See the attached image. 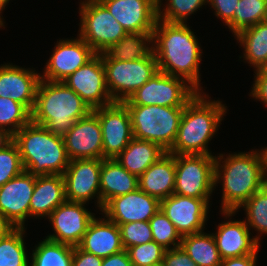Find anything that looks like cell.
Segmentation results:
<instances>
[{
	"mask_svg": "<svg viewBox=\"0 0 267 266\" xmlns=\"http://www.w3.org/2000/svg\"><path fill=\"white\" fill-rule=\"evenodd\" d=\"M189 85L183 78L158 71L122 103L124 105L185 107L198 93L193 86Z\"/></svg>",
	"mask_w": 267,
	"mask_h": 266,
	"instance_id": "obj_9",
	"label": "cell"
},
{
	"mask_svg": "<svg viewBox=\"0 0 267 266\" xmlns=\"http://www.w3.org/2000/svg\"><path fill=\"white\" fill-rule=\"evenodd\" d=\"M160 209V201L139 188L110 199L102 208L105 217L117 225L149 221Z\"/></svg>",
	"mask_w": 267,
	"mask_h": 266,
	"instance_id": "obj_18",
	"label": "cell"
},
{
	"mask_svg": "<svg viewBox=\"0 0 267 266\" xmlns=\"http://www.w3.org/2000/svg\"><path fill=\"white\" fill-rule=\"evenodd\" d=\"M223 157V154L215 156L214 186L223 180L221 207L225 217H229L254 193L263 188L267 180L259 150L229 154L224 159Z\"/></svg>",
	"mask_w": 267,
	"mask_h": 266,
	"instance_id": "obj_2",
	"label": "cell"
},
{
	"mask_svg": "<svg viewBox=\"0 0 267 266\" xmlns=\"http://www.w3.org/2000/svg\"><path fill=\"white\" fill-rule=\"evenodd\" d=\"M150 3H152L157 9L159 7H161L162 4L161 3V0H148Z\"/></svg>",
	"mask_w": 267,
	"mask_h": 266,
	"instance_id": "obj_51",
	"label": "cell"
},
{
	"mask_svg": "<svg viewBox=\"0 0 267 266\" xmlns=\"http://www.w3.org/2000/svg\"><path fill=\"white\" fill-rule=\"evenodd\" d=\"M63 139L70 161L103 159L102 128L98 117L92 111L76 121Z\"/></svg>",
	"mask_w": 267,
	"mask_h": 266,
	"instance_id": "obj_17",
	"label": "cell"
},
{
	"mask_svg": "<svg viewBox=\"0 0 267 266\" xmlns=\"http://www.w3.org/2000/svg\"><path fill=\"white\" fill-rule=\"evenodd\" d=\"M31 121V112L10 97H0V127L14 135ZM10 126V127H9ZM8 127V128H6Z\"/></svg>",
	"mask_w": 267,
	"mask_h": 266,
	"instance_id": "obj_34",
	"label": "cell"
},
{
	"mask_svg": "<svg viewBox=\"0 0 267 266\" xmlns=\"http://www.w3.org/2000/svg\"><path fill=\"white\" fill-rule=\"evenodd\" d=\"M165 153L156 143L133 138L115 159L129 173L139 177Z\"/></svg>",
	"mask_w": 267,
	"mask_h": 266,
	"instance_id": "obj_27",
	"label": "cell"
},
{
	"mask_svg": "<svg viewBox=\"0 0 267 266\" xmlns=\"http://www.w3.org/2000/svg\"><path fill=\"white\" fill-rule=\"evenodd\" d=\"M36 176L23 171L0 187V213L16 228H24L29 217L30 199L34 192Z\"/></svg>",
	"mask_w": 267,
	"mask_h": 266,
	"instance_id": "obj_19",
	"label": "cell"
},
{
	"mask_svg": "<svg viewBox=\"0 0 267 266\" xmlns=\"http://www.w3.org/2000/svg\"><path fill=\"white\" fill-rule=\"evenodd\" d=\"M262 159H263V166H264V174L267 180V148L261 149Z\"/></svg>",
	"mask_w": 267,
	"mask_h": 266,
	"instance_id": "obj_49",
	"label": "cell"
},
{
	"mask_svg": "<svg viewBox=\"0 0 267 266\" xmlns=\"http://www.w3.org/2000/svg\"><path fill=\"white\" fill-rule=\"evenodd\" d=\"M213 155H175L174 194L209 199L214 190Z\"/></svg>",
	"mask_w": 267,
	"mask_h": 266,
	"instance_id": "obj_8",
	"label": "cell"
},
{
	"mask_svg": "<svg viewBox=\"0 0 267 266\" xmlns=\"http://www.w3.org/2000/svg\"><path fill=\"white\" fill-rule=\"evenodd\" d=\"M139 188L138 177L129 173L114 159H103L100 169L101 210L112 198Z\"/></svg>",
	"mask_w": 267,
	"mask_h": 266,
	"instance_id": "obj_26",
	"label": "cell"
},
{
	"mask_svg": "<svg viewBox=\"0 0 267 266\" xmlns=\"http://www.w3.org/2000/svg\"><path fill=\"white\" fill-rule=\"evenodd\" d=\"M78 247L100 258L124 250L118 225L105 217L90 222Z\"/></svg>",
	"mask_w": 267,
	"mask_h": 266,
	"instance_id": "obj_23",
	"label": "cell"
},
{
	"mask_svg": "<svg viewBox=\"0 0 267 266\" xmlns=\"http://www.w3.org/2000/svg\"><path fill=\"white\" fill-rule=\"evenodd\" d=\"M150 43H153L152 34L128 32L120 41L112 44L101 53L102 59L134 61L147 58L153 52V45L148 47Z\"/></svg>",
	"mask_w": 267,
	"mask_h": 266,
	"instance_id": "obj_28",
	"label": "cell"
},
{
	"mask_svg": "<svg viewBox=\"0 0 267 266\" xmlns=\"http://www.w3.org/2000/svg\"><path fill=\"white\" fill-rule=\"evenodd\" d=\"M103 258L81 250L78 246L73 247L72 266H101Z\"/></svg>",
	"mask_w": 267,
	"mask_h": 266,
	"instance_id": "obj_43",
	"label": "cell"
},
{
	"mask_svg": "<svg viewBox=\"0 0 267 266\" xmlns=\"http://www.w3.org/2000/svg\"><path fill=\"white\" fill-rule=\"evenodd\" d=\"M90 1H100V0H85V2H90Z\"/></svg>",
	"mask_w": 267,
	"mask_h": 266,
	"instance_id": "obj_55",
	"label": "cell"
},
{
	"mask_svg": "<svg viewBox=\"0 0 267 266\" xmlns=\"http://www.w3.org/2000/svg\"><path fill=\"white\" fill-rule=\"evenodd\" d=\"M3 26H4L3 18L2 19L0 18V27H3Z\"/></svg>",
	"mask_w": 267,
	"mask_h": 266,
	"instance_id": "obj_53",
	"label": "cell"
},
{
	"mask_svg": "<svg viewBox=\"0 0 267 266\" xmlns=\"http://www.w3.org/2000/svg\"><path fill=\"white\" fill-rule=\"evenodd\" d=\"M80 6L79 37L97 54L103 53L127 33L100 1H83Z\"/></svg>",
	"mask_w": 267,
	"mask_h": 266,
	"instance_id": "obj_10",
	"label": "cell"
},
{
	"mask_svg": "<svg viewBox=\"0 0 267 266\" xmlns=\"http://www.w3.org/2000/svg\"><path fill=\"white\" fill-rule=\"evenodd\" d=\"M41 75L17 65L0 66V97H10L32 112Z\"/></svg>",
	"mask_w": 267,
	"mask_h": 266,
	"instance_id": "obj_21",
	"label": "cell"
},
{
	"mask_svg": "<svg viewBox=\"0 0 267 266\" xmlns=\"http://www.w3.org/2000/svg\"><path fill=\"white\" fill-rule=\"evenodd\" d=\"M92 112L102 128L103 159H114L134 138L128 109L122 102H114Z\"/></svg>",
	"mask_w": 267,
	"mask_h": 266,
	"instance_id": "obj_12",
	"label": "cell"
},
{
	"mask_svg": "<svg viewBox=\"0 0 267 266\" xmlns=\"http://www.w3.org/2000/svg\"><path fill=\"white\" fill-rule=\"evenodd\" d=\"M106 83L113 102H124L148 82L158 70L157 59L152 52L147 58L134 61L102 59Z\"/></svg>",
	"mask_w": 267,
	"mask_h": 266,
	"instance_id": "obj_7",
	"label": "cell"
},
{
	"mask_svg": "<svg viewBox=\"0 0 267 266\" xmlns=\"http://www.w3.org/2000/svg\"><path fill=\"white\" fill-rule=\"evenodd\" d=\"M152 37L158 70L183 78L198 92L202 91L199 87L202 51L190 27L158 19Z\"/></svg>",
	"mask_w": 267,
	"mask_h": 266,
	"instance_id": "obj_1",
	"label": "cell"
},
{
	"mask_svg": "<svg viewBox=\"0 0 267 266\" xmlns=\"http://www.w3.org/2000/svg\"><path fill=\"white\" fill-rule=\"evenodd\" d=\"M133 137L158 144L168 152L176 140L184 107L158 105H125Z\"/></svg>",
	"mask_w": 267,
	"mask_h": 266,
	"instance_id": "obj_6",
	"label": "cell"
},
{
	"mask_svg": "<svg viewBox=\"0 0 267 266\" xmlns=\"http://www.w3.org/2000/svg\"><path fill=\"white\" fill-rule=\"evenodd\" d=\"M24 171L18 147L12 140L0 149V187Z\"/></svg>",
	"mask_w": 267,
	"mask_h": 266,
	"instance_id": "obj_38",
	"label": "cell"
},
{
	"mask_svg": "<svg viewBox=\"0 0 267 266\" xmlns=\"http://www.w3.org/2000/svg\"><path fill=\"white\" fill-rule=\"evenodd\" d=\"M124 249L153 241L149 221H137L118 225Z\"/></svg>",
	"mask_w": 267,
	"mask_h": 266,
	"instance_id": "obj_40",
	"label": "cell"
},
{
	"mask_svg": "<svg viewBox=\"0 0 267 266\" xmlns=\"http://www.w3.org/2000/svg\"><path fill=\"white\" fill-rule=\"evenodd\" d=\"M103 159H76L64 171L65 198L68 201L87 203L96 196L101 209L100 169Z\"/></svg>",
	"mask_w": 267,
	"mask_h": 266,
	"instance_id": "obj_13",
	"label": "cell"
},
{
	"mask_svg": "<svg viewBox=\"0 0 267 266\" xmlns=\"http://www.w3.org/2000/svg\"><path fill=\"white\" fill-rule=\"evenodd\" d=\"M162 263L164 266H198L181 246L167 249Z\"/></svg>",
	"mask_w": 267,
	"mask_h": 266,
	"instance_id": "obj_41",
	"label": "cell"
},
{
	"mask_svg": "<svg viewBox=\"0 0 267 266\" xmlns=\"http://www.w3.org/2000/svg\"><path fill=\"white\" fill-rule=\"evenodd\" d=\"M257 254L222 259L220 266H256Z\"/></svg>",
	"mask_w": 267,
	"mask_h": 266,
	"instance_id": "obj_46",
	"label": "cell"
},
{
	"mask_svg": "<svg viewBox=\"0 0 267 266\" xmlns=\"http://www.w3.org/2000/svg\"><path fill=\"white\" fill-rule=\"evenodd\" d=\"M244 48V59L253 65L255 71L267 63V21L246 28L235 35Z\"/></svg>",
	"mask_w": 267,
	"mask_h": 266,
	"instance_id": "obj_29",
	"label": "cell"
},
{
	"mask_svg": "<svg viewBox=\"0 0 267 266\" xmlns=\"http://www.w3.org/2000/svg\"><path fill=\"white\" fill-rule=\"evenodd\" d=\"M180 246L198 266H220L222 262L213 233L182 236Z\"/></svg>",
	"mask_w": 267,
	"mask_h": 266,
	"instance_id": "obj_30",
	"label": "cell"
},
{
	"mask_svg": "<svg viewBox=\"0 0 267 266\" xmlns=\"http://www.w3.org/2000/svg\"><path fill=\"white\" fill-rule=\"evenodd\" d=\"M86 203L65 200L48 216L55 234L46 238L73 247L80 244L90 222L95 218L85 208ZM84 206V207H83Z\"/></svg>",
	"mask_w": 267,
	"mask_h": 266,
	"instance_id": "obj_14",
	"label": "cell"
},
{
	"mask_svg": "<svg viewBox=\"0 0 267 266\" xmlns=\"http://www.w3.org/2000/svg\"><path fill=\"white\" fill-rule=\"evenodd\" d=\"M209 205V199H197L174 193L160 201V209L181 236L203 231Z\"/></svg>",
	"mask_w": 267,
	"mask_h": 266,
	"instance_id": "obj_15",
	"label": "cell"
},
{
	"mask_svg": "<svg viewBox=\"0 0 267 266\" xmlns=\"http://www.w3.org/2000/svg\"><path fill=\"white\" fill-rule=\"evenodd\" d=\"M24 170L34 176L63 175L69 165L63 136L30 121L13 135Z\"/></svg>",
	"mask_w": 267,
	"mask_h": 266,
	"instance_id": "obj_5",
	"label": "cell"
},
{
	"mask_svg": "<svg viewBox=\"0 0 267 266\" xmlns=\"http://www.w3.org/2000/svg\"><path fill=\"white\" fill-rule=\"evenodd\" d=\"M255 74L250 96L254 97L255 100H261L267 106V75L262 70L256 71Z\"/></svg>",
	"mask_w": 267,
	"mask_h": 266,
	"instance_id": "obj_44",
	"label": "cell"
},
{
	"mask_svg": "<svg viewBox=\"0 0 267 266\" xmlns=\"http://www.w3.org/2000/svg\"><path fill=\"white\" fill-rule=\"evenodd\" d=\"M240 0H207V3L215 10V15L224 21L226 25L233 19L236 6Z\"/></svg>",
	"mask_w": 267,
	"mask_h": 266,
	"instance_id": "obj_42",
	"label": "cell"
},
{
	"mask_svg": "<svg viewBox=\"0 0 267 266\" xmlns=\"http://www.w3.org/2000/svg\"><path fill=\"white\" fill-rule=\"evenodd\" d=\"M32 266H72L73 246L43 239L33 250Z\"/></svg>",
	"mask_w": 267,
	"mask_h": 266,
	"instance_id": "obj_31",
	"label": "cell"
},
{
	"mask_svg": "<svg viewBox=\"0 0 267 266\" xmlns=\"http://www.w3.org/2000/svg\"><path fill=\"white\" fill-rule=\"evenodd\" d=\"M97 53L82 39L59 40L46 63L42 80L62 82Z\"/></svg>",
	"mask_w": 267,
	"mask_h": 266,
	"instance_id": "obj_16",
	"label": "cell"
},
{
	"mask_svg": "<svg viewBox=\"0 0 267 266\" xmlns=\"http://www.w3.org/2000/svg\"><path fill=\"white\" fill-rule=\"evenodd\" d=\"M65 200L63 175L36 176L34 192L30 199L29 217H48Z\"/></svg>",
	"mask_w": 267,
	"mask_h": 266,
	"instance_id": "obj_25",
	"label": "cell"
},
{
	"mask_svg": "<svg viewBox=\"0 0 267 266\" xmlns=\"http://www.w3.org/2000/svg\"><path fill=\"white\" fill-rule=\"evenodd\" d=\"M261 70L267 75V63Z\"/></svg>",
	"mask_w": 267,
	"mask_h": 266,
	"instance_id": "obj_52",
	"label": "cell"
},
{
	"mask_svg": "<svg viewBox=\"0 0 267 266\" xmlns=\"http://www.w3.org/2000/svg\"><path fill=\"white\" fill-rule=\"evenodd\" d=\"M267 21V0H240L233 19L227 24L234 35L240 31Z\"/></svg>",
	"mask_w": 267,
	"mask_h": 266,
	"instance_id": "obj_32",
	"label": "cell"
},
{
	"mask_svg": "<svg viewBox=\"0 0 267 266\" xmlns=\"http://www.w3.org/2000/svg\"><path fill=\"white\" fill-rule=\"evenodd\" d=\"M149 224L153 241L157 244H160L165 249L176 248L181 245L182 236L161 209L149 220ZM170 245H173V247H170Z\"/></svg>",
	"mask_w": 267,
	"mask_h": 266,
	"instance_id": "obj_36",
	"label": "cell"
},
{
	"mask_svg": "<svg viewBox=\"0 0 267 266\" xmlns=\"http://www.w3.org/2000/svg\"><path fill=\"white\" fill-rule=\"evenodd\" d=\"M92 109L63 82L40 80L31 121L51 133L64 136L71 127Z\"/></svg>",
	"mask_w": 267,
	"mask_h": 266,
	"instance_id": "obj_4",
	"label": "cell"
},
{
	"mask_svg": "<svg viewBox=\"0 0 267 266\" xmlns=\"http://www.w3.org/2000/svg\"><path fill=\"white\" fill-rule=\"evenodd\" d=\"M16 229V226L0 213V238H4Z\"/></svg>",
	"mask_w": 267,
	"mask_h": 266,
	"instance_id": "obj_47",
	"label": "cell"
},
{
	"mask_svg": "<svg viewBox=\"0 0 267 266\" xmlns=\"http://www.w3.org/2000/svg\"><path fill=\"white\" fill-rule=\"evenodd\" d=\"M24 228H16L0 238V266H32L24 243Z\"/></svg>",
	"mask_w": 267,
	"mask_h": 266,
	"instance_id": "obj_33",
	"label": "cell"
},
{
	"mask_svg": "<svg viewBox=\"0 0 267 266\" xmlns=\"http://www.w3.org/2000/svg\"><path fill=\"white\" fill-rule=\"evenodd\" d=\"M198 92L184 107L176 140L168 153L173 155H211L208 142L212 139L226 113L221 101H210Z\"/></svg>",
	"mask_w": 267,
	"mask_h": 266,
	"instance_id": "obj_3",
	"label": "cell"
},
{
	"mask_svg": "<svg viewBox=\"0 0 267 266\" xmlns=\"http://www.w3.org/2000/svg\"><path fill=\"white\" fill-rule=\"evenodd\" d=\"M139 189L159 201L175 190V155L166 152L138 177Z\"/></svg>",
	"mask_w": 267,
	"mask_h": 266,
	"instance_id": "obj_24",
	"label": "cell"
},
{
	"mask_svg": "<svg viewBox=\"0 0 267 266\" xmlns=\"http://www.w3.org/2000/svg\"><path fill=\"white\" fill-rule=\"evenodd\" d=\"M62 82L74 90L92 110L114 103L108 91L101 53Z\"/></svg>",
	"mask_w": 267,
	"mask_h": 266,
	"instance_id": "obj_11",
	"label": "cell"
},
{
	"mask_svg": "<svg viewBox=\"0 0 267 266\" xmlns=\"http://www.w3.org/2000/svg\"><path fill=\"white\" fill-rule=\"evenodd\" d=\"M127 33L153 34L158 9L148 0H100Z\"/></svg>",
	"mask_w": 267,
	"mask_h": 266,
	"instance_id": "obj_20",
	"label": "cell"
},
{
	"mask_svg": "<svg viewBox=\"0 0 267 266\" xmlns=\"http://www.w3.org/2000/svg\"><path fill=\"white\" fill-rule=\"evenodd\" d=\"M101 266H133L127 250L124 249L118 253L103 258Z\"/></svg>",
	"mask_w": 267,
	"mask_h": 266,
	"instance_id": "obj_45",
	"label": "cell"
},
{
	"mask_svg": "<svg viewBox=\"0 0 267 266\" xmlns=\"http://www.w3.org/2000/svg\"><path fill=\"white\" fill-rule=\"evenodd\" d=\"M13 140V135L7 129L0 127V149H3Z\"/></svg>",
	"mask_w": 267,
	"mask_h": 266,
	"instance_id": "obj_48",
	"label": "cell"
},
{
	"mask_svg": "<svg viewBox=\"0 0 267 266\" xmlns=\"http://www.w3.org/2000/svg\"><path fill=\"white\" fill-rule=\"evenodd\" d=\"M241 207L246 211V225L267 234V184L254 193Z\"/></svg>",
	"mask_w": 267,
	"mask_h": 266,
	"instance_id": "obj_35",
	"label": "cell"
},
{
	"mask_svg": "<svg viewBox=\"0 0 267 266\" xmlns=\"http://www.w3.org/2000/svg\"><path fill=\"white\" fill-rule=\"evenodd\" d=\"M10 0H0V14L2 13L1 11L5 8L7 3H9ZM1 18V16H0Z\"/></svg>",
	"mask_w": 267,
	"mask_h": 266,
	"instance_id": "obj_50",
	"label": "cell"
},
{
	"mask_svg": "<svg viewBox=\"0 0 267 266\" xmlns=\"http://www.w3.org/2000/svg\"><path fill=\"white\" fill-rule=\"evenodd\" d=\"M133 266H152L163 261L165 249L155 241L126 249Z\"/></svg>",
	"mask_w": 267,
	"mask_h": 266,
	"instance_id": "obj_39",
	"label": "cell"
},
{
	"mask_svg": "<svg viewBox=\"0 0 267 266\" xmlns=\"http://www.w3.org/2000/svg\"><path fill=\"white\" fill-rule=\"evenodd\" d=\"M152 266H164L163 263H159V264H156V265H152Z\"/></svg>",
	"mask_w": 267,
	"mask_h": 266,
	"instance_id": "obj_54",
	"label": "cell"
},
{
	"mask_svg": "<svg viewBox=\"0 0 267 266\" xmlns=\"http://www.w3.org/2000/svg\"><path fill=\"white\" fill-rule=\"evenodd\" d=\"M214 239L222 259L258 254V236L250 238V229L243 221H227L218 225Z\"/></svg>",
	"mask_w": 267,
	"mask_h": 266,
	"instance_id": "obj_22",
	"label": "cell"
},
{
	"mask_svg": "<svg viewBox=\"0 0 267 266\" xmlns=\"http://www.w3.org/2000/svg\"><path fill=\"white\" fill-rule=\"evenodd\" d=\"M166 8H158V19L168 23L186 24L188 16L192 15L207 0H168Z\"/></svg>",
	"mask_w": 267,
	"mask_h": 266,
	"instance_id": "obj_37",
	"label": "cell"
}]
</instances>
